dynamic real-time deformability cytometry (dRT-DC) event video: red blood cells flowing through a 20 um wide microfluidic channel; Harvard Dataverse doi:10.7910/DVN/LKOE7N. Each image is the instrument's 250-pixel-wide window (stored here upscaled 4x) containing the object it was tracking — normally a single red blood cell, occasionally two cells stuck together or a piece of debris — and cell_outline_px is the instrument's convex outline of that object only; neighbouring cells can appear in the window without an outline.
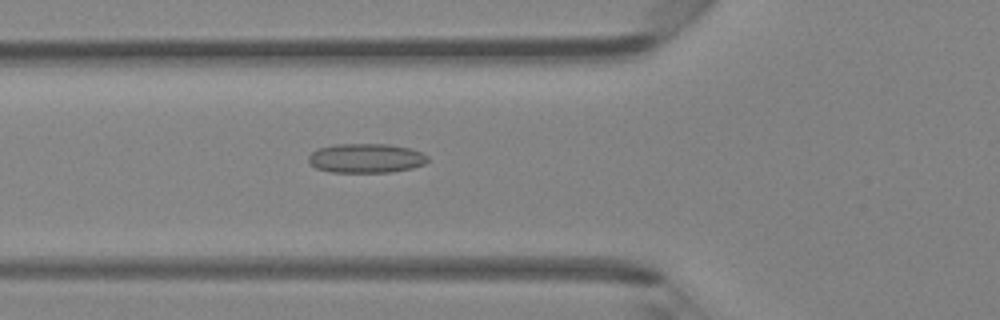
{"species": "Egyptian fruit bat (a non-hibernating species)", "species_latin": "Rousettus aegyptiacus", "temperature_condition": "room temperature", "stored_images_in_passage": 47, "camera_frame_rate_fps": 3000, "um_per_image_px": 0.085, "animal": {"sex": "female"}, "frame": {"image": 1, "passage_image": 17, "time_ms": 5.333, "image_size_px": [1000, 320], "cell_outline_px": [[428, 160], [424, 164], [412, 168], [392, 172], [332, 172], [316, 168], [308, 160], [308, 156], [316, 148], [336, 144], [388, 144], [412, 148], [428, 156]], "centroid_in_image_um": [31.12, 13.44], "position_along_channel_um": 94.7, "area_um2": 20.46}}
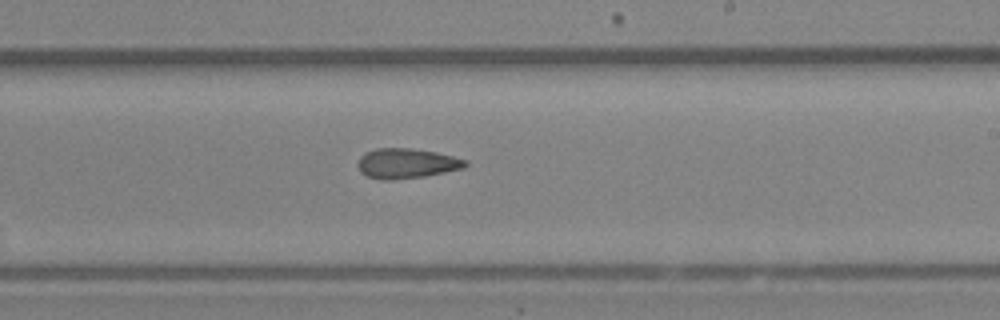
{"frame": {"image": 2, "passage_image": 28, "time_ms": 9.0, "image_size_px": [1000, 320], "cell_outline_px": [[468, 164], [464, 168], [424, 176], [388, 180], [380, 180], [368, 176], [360, 172], [360, 156], [364, 152], [376, 148], [408, 148], [436, 152], [468, 160]], "centroid_in_image_um": [34.57, 13.88], "position_along_channel_um": 254.4, "area_um2": 18.61}}
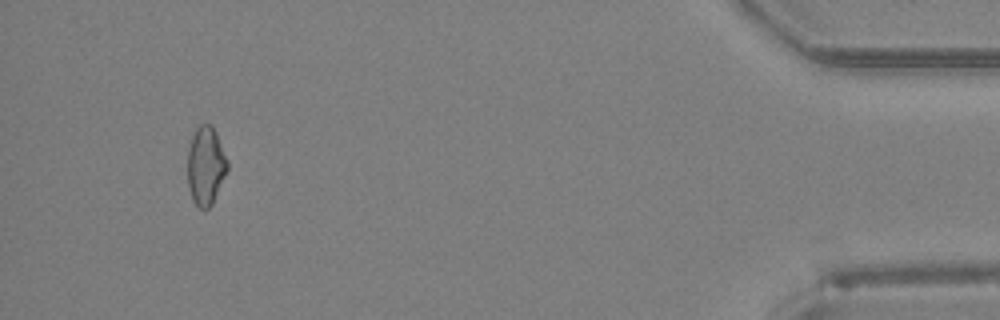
{"frame": {"image": 3, "passage_image": 44, "time_ms": 14.333, "image_size_px": [1000, 320], "cell_outline_px": [[228, 172], [212, 204], [204, 212], [192, 200], [188, 184], [188, 148], [192, 136], [196, 128], [200, 124], [212, 124], [216, 132], [228, 160]], "centroid_in_image_um": [17.5, 14.1], "position_along_channel_um": 417.7, "area_um2": 18.5}, "authors_computed_cell_mechanics": {"area_um2": 18.8428, "velocity_mm_per_s": 4.3877, "shape_relaxation_time_tau1_ms": null, "shape_relaxation_time_tau2_ms": 5.0571, "deformation_change_tau1": null, "deformation_change_tau2": 0.1525}}